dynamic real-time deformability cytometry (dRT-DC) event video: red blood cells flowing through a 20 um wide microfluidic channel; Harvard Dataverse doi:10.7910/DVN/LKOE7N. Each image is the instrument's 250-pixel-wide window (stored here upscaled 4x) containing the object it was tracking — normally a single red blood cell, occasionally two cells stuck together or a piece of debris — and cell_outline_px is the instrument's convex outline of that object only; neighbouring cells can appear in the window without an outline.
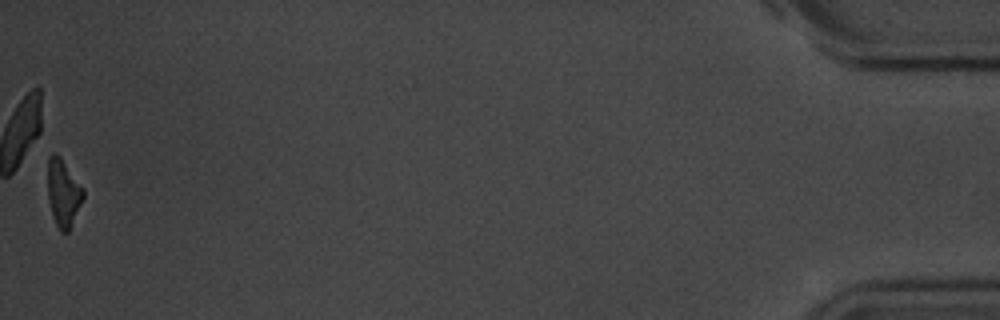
{"species": "common noctule bat (a hibernating species)", "species_latin": "Nyctalus noctula", "temperature_condition": "room temperature", "stored_images_in_passage": 45, "camera_frame_rate_fps": 3000, "um_per_image_px": 0.085, "animal": {"sex": "male", "body_mass_g": 20.1, "forearm_length_mm": 53.5}, "frame": {"image": 1, "passage_image": 45, "time_ms": 14.667, "image_size_px": [1000, 320], "cell_outline_px": [[84, 196], [68, 232], [60, 232], [52, 216], [48, 196], [48, 156], [52, 152], [56, 152], [60, 156], [84, 188]], "centroid_in_image_um": [5.37, 16.36], "position_along_channel_um": 429.8, "area_um2": 13.93}, "authors_computed_cell_mechanics": {"area_um2": 15.028, "velocity_mm_per_s": 3.6801, "shape_relaxation_time_tau1_ms": 3.2039, "shape_relaxation_time_tau2_ms": null, "deformation_change_tau1": 0.1269, "deformation_change_tau2": null}}